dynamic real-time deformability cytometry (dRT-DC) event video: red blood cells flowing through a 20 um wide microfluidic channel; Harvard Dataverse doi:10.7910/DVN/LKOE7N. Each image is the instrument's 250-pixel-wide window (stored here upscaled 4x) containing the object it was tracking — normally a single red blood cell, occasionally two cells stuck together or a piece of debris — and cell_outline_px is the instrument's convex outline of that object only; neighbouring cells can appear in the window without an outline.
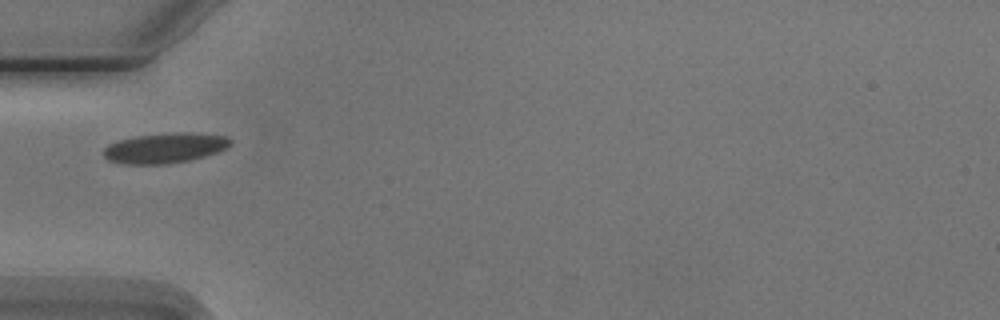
{"species": "Egyptian fruit bat (a non-hibernating species)", "species_latin": "Rousettus aegyptiacus", "temperature_condition": "cold", "stored_images_in_passage": 1, "camera_frame_rate_fps": 3000, "um_per_image_px": 0.085, "animal": {"sex": "male"}, "frame": {"image": 1, "passage_image": 1, "time_ms": 0.0, "image_size_px": [1000, 320], "cell_outline_px": [[232, 144], [216, 152], [204, 156], [188, 160], [168, 164], [124, 164], [108, 160], [104, 156], [104, 148], [108, 144], [120, 140], [136, 136], [172, 132], [184, 132], [224, 136], [232, 140]], "centroid_in_image_um": [13.99, 12.58], "position_along_channel_um": 71.0, "area_um2": 22.08}}